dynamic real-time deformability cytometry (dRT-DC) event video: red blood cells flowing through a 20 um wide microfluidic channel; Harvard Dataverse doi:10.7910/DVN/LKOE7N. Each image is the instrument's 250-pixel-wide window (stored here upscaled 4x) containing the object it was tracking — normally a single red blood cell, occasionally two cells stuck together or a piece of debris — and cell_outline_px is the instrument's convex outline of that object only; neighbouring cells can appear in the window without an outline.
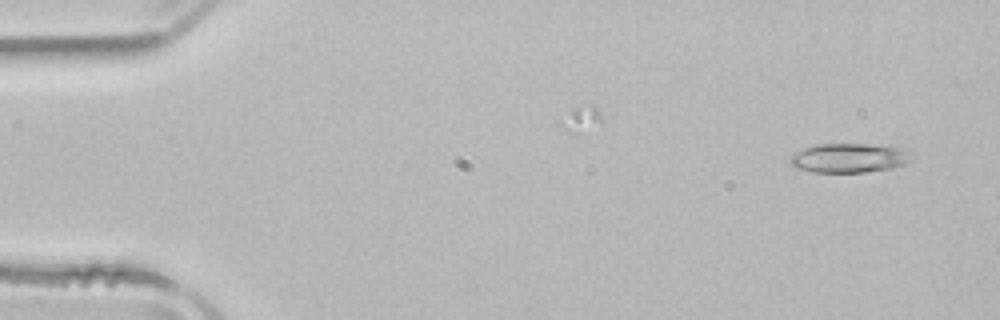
{"species": "common noctule bat (a hibernating species)", "species_latin": "Nyctalus noctula", "temperature_condition": "room temperature", "stored_images_in_passage": 49, "camera_frame_rate_fps": 3000, "um_per_image_px": 0.085, "animal": {"sex": "male", "body_mass_g": 21.5, "forearm_length_mm": 52.0}, "frame": {"image": 1, "passage_image": 1, "time_ms": 0.0, "image_size_px": [1000, 320], "cell_outline_px": [[916, 156], [904, 164], [892, 168], [864, 172], [812, 172], [796, 168], [788, 160], [796, 152], [804, 148], [816, 144], [880, 144], [908, 148]], "centroid_in_image_um": [72.27, 13.41], "position_along_channel_um": 12.7, "area_um2": 21.15}}
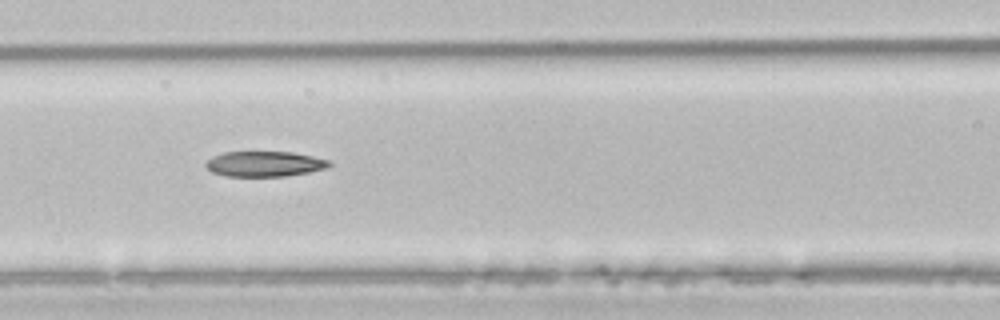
{"frame": {"image": 2, "passage_image": 20, "time_ms": 6.333, "image_size_px": [1000, 320], "cell_outline_px": [[332, 164], [324, 168], [308, 172], [284, 176], [228, 176], [212, 172], [204, 164], [212, 156], [224, 152], [292, 152], [332, 160]], "centroid_in_image_um": [22.49, 13.92], "position_along_channel_um": 144.1, "area_um2": 18.09}}
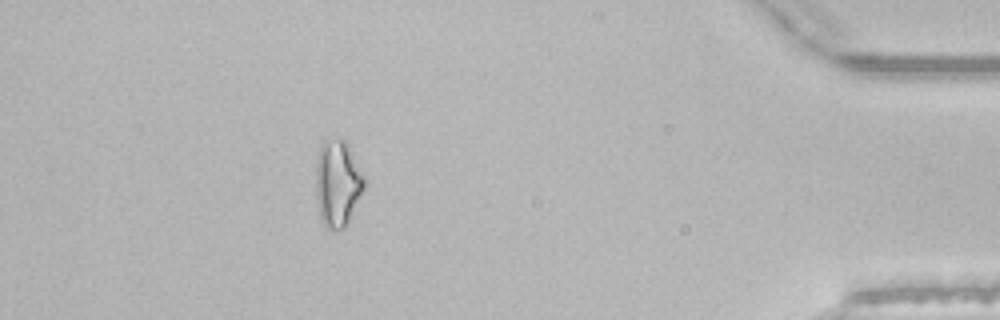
{"frame": {"image": 3, "passage_image": 44, "time_ms": 14.333, "image_size_px": [1000, 320], "cell_outline_px": [[364, 188], [344, 228], [332, 232], [320, 220], [316, 196], [316, 160], [320, 148], [324, 140], [328, 136], [344, 140], [348, 144], [364, 176]], "centroid_in_image_um": [28.66, 15.56], "position_along_channel_um": 406.5, "area_um2": 24.45}, "authors_computed_cell_mechanics": {"area_um2": 19.941, "velocity_mm_per_s": 3.9371, "shape_relaxation_time_tau1_ms": 5.8949, "shape_relaxation_time_tau2_ms": 6.8184, "deformation_change_tau1": 0.1672, "deformation_change_tau2": 0.1902}}